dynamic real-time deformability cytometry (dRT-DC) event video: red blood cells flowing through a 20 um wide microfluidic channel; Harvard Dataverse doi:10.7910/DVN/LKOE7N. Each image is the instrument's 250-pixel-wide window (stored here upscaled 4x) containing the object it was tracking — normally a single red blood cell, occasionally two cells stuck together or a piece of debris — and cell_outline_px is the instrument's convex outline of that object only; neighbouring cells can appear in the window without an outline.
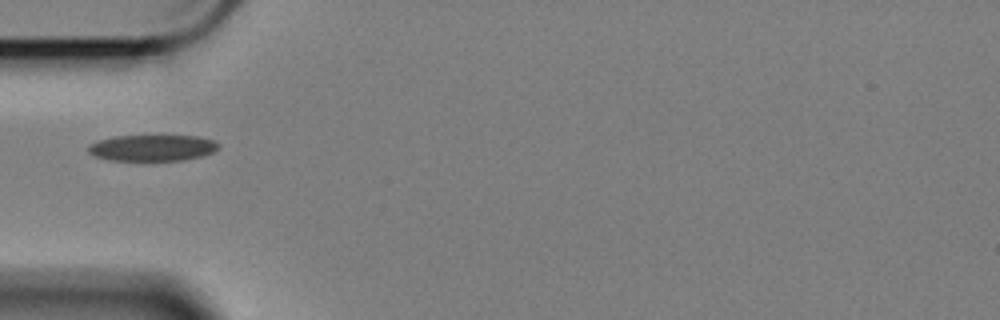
{"species": "Egyptian fruit bat (a non-hibernating species)", "species_latin": "Rousettus aegyptiacus", "temperature_condition": "cold", "stored_images_in_passage": 41, "camera_frame_rate_fps": 3000, "um_per_image_px": 0.085, "animal": {"sex": "female"}, "frame": {"image": 1, "passage_image": 1, "time_ms": 0.0, "image_size_px": [1000, 320], "cell_outline_px": [[220, 148], [204, 156], [184, 160], [108, 160], [96, 156], [88, 152], [88, 144], [96, 140], [112, 136], [196, 136], [212, 140], [220, 144]], "centroid_in_image_um": [12.94, 12.56], "position_along_channel_um": 72.1, "area_um2": 20.0}}
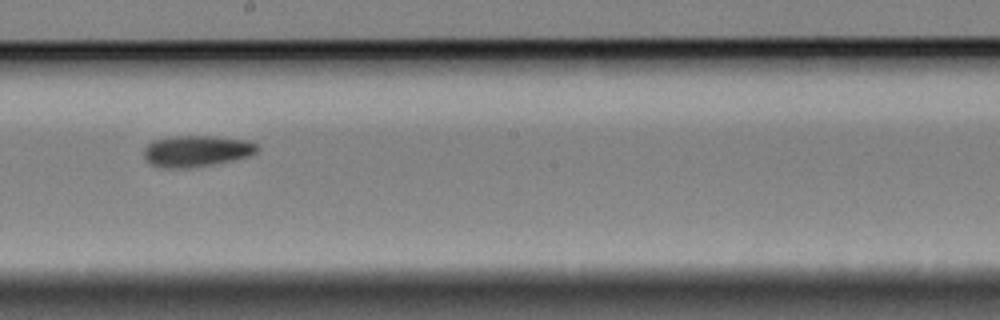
{"frame": {"image": 2, "passage_image": 15, "time_ms": 4.667, "image_size_px": [1000, 320], "cell_outline_px": [[260, 148], [252, 156], [212, 164], [188, 168], [160, 168], [148, 164], [144, 156], [144, 148], [152, 140], [172, 136], [216, 136], [248, 140], [256, 144]], "centroid_in_image_um": [16.69, 12.84], "position_along_channel_um": 231.5, "area_um2": 20.98}}
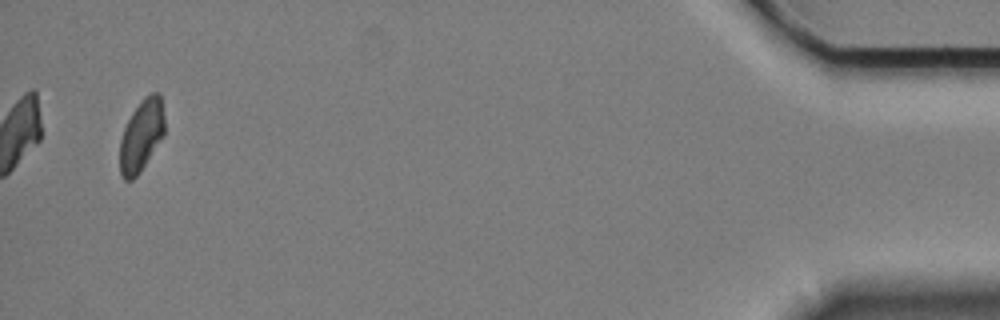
{"frame": {"image": 3, "passage_image": 39, "time_ms": 12.667, "image_size_px": [1000, 320], "cell_outline_px": [[164, 136], [140, 172], [132, 180], [124, 180], [120, 176], [120, 140], [124, 128], [132, 112], [144, 96], [152, 92], [160, 92], [164, 116]], "centroid_in_image_um": [12.03, 11.51], "position_along_channel_um": 423.2, "area_um2": 18.84}}